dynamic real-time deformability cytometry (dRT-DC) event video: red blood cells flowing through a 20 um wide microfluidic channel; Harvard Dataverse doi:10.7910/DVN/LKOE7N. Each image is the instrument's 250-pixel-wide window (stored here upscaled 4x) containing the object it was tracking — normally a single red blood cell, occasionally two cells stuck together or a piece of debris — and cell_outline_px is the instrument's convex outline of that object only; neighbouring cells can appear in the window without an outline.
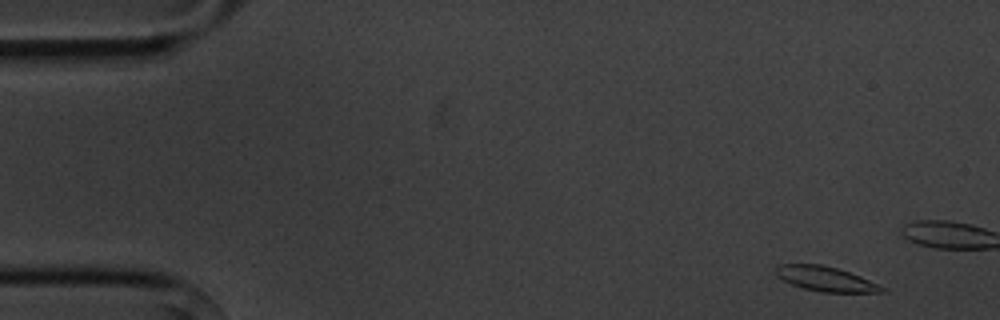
{"species": "common noctule bat (a hibernating species)", "species_latin": "Nyctalus noctula", "temperature_condition": "cold", "stored_images_in_passage": 6, "camera_frame_rate_fps": 3000, "um_per_image_px": 0.085, "animal": {"sex": "male", "body_mass_g": 20.1, "forearm_length_mm": 53.5}, "frame": {"image": 1, "passage_image": 1, "time_ms": 0.0, "image_size_px": [1000, 320], "cell_outline_px": [[888, 292], [820, 292], [804, 288], [792, 284], [776, 276], [776, 268], [780, 264], [820, 264], [836, 268], [860, 276], [884, 288]], "centroid_in_image_um": [70.15, 23.7], "position_along_channel_um": 14.8, "area_um2": 14.97}}
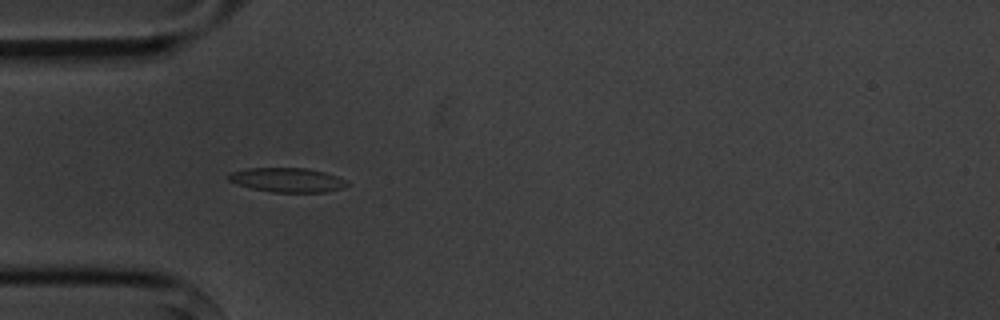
{"frame": {"image": 2, "passage_image": 5, "time_ms": 5.667, "image_size_px": [1000, 320], "cell_outline_px": [[348, 184], [344, 188], [324, 192], [272, 192], [252, 188], [228, 180], [228, 172], [248, 168], [308, 168], [324, 172], [348, 180]], "centroid_in_image_um": [24.44, 15.29], "position_along_channel_um": 60.6, "area_um2": 16.76}}
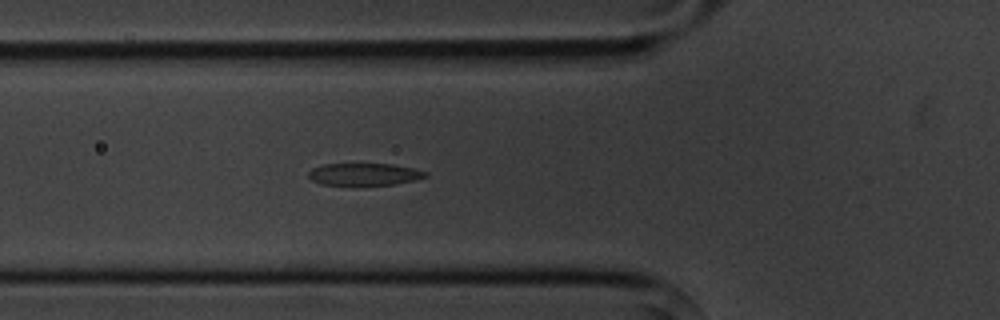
{"frame": {"image": 3, "passage_image": 6, "time_ms": 6.667, "image_size_px": [1000, 320], "cell_outline_px": [[428, 176], [416, 180], [392, 184], [356, 188], [320, 184], [312, 180], [308, 176], [308, 172], [312, 168], [320, 164], [392, 164], [412, 168], [428, 172]], "centroid_in_image_um": [30.91, 14.86], "position_along_channel_um": 94.9, "area_um2": 15.95}}